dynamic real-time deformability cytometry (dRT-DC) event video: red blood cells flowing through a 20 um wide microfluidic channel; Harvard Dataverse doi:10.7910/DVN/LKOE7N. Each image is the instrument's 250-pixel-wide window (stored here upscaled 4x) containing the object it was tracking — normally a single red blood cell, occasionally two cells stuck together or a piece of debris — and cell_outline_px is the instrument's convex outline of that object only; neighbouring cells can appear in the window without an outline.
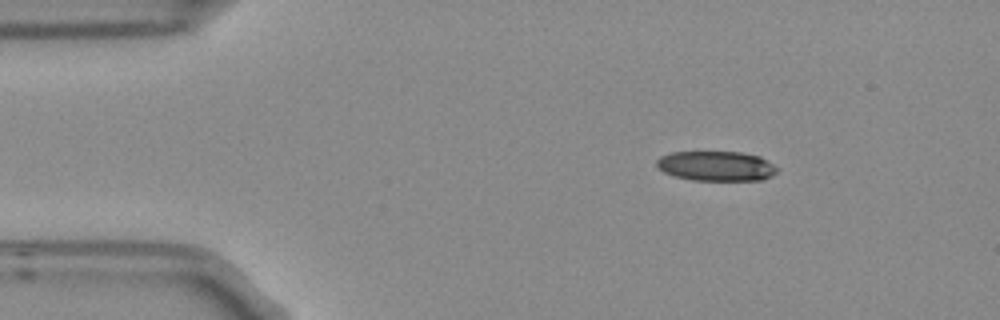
{"species": "Egyptian fruit bat (a non-hibernating species)", "species_latin": "Rousettus aegyptiacus", "temperature_condition": "room temperature", "stored_images_in_passage": 3, "camera_frame_rate_fps": 3000, "um_per_image_px": 0.085, "frame": {"image": 1, "passage_image": 1, "time_ms": 0.0, "image_size_px": [1000, 320], "cell_outline_px": [[780, 168], [772, 176], [764, 180], [692, 180], [676, 176], [664, 172], [656, 164], [656, 160], [660, 156], [672, 152], [740, 152], [760, 156]], "centroid_in_image_um": [60.92, 14.11], "position_along_channel_um": 24.1, "area_um2": 20.98}}